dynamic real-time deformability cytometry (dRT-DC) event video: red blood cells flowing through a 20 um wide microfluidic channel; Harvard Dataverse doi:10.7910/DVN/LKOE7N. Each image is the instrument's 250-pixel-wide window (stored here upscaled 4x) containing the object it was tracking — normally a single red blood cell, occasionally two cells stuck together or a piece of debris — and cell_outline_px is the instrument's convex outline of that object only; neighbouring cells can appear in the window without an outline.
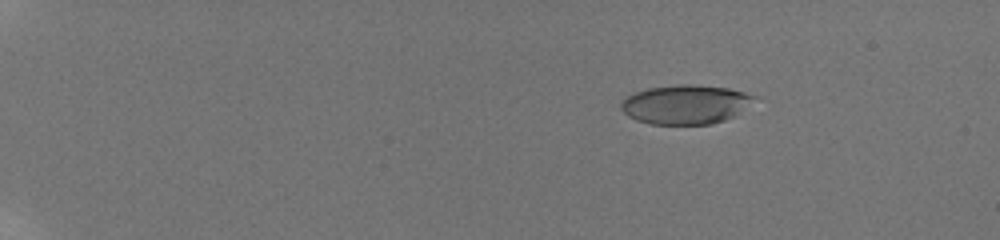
{"species": "human", "species_latin": "Homo sapiens", "temperature_condition": "room temperature", "stored_images_in_passage": 74, "camera_frame_rate_fps": 3000, "um_per_image_px": 0.085, "donor": {"sex": "male"}, "frame": {"image": 1, "passage_image": 11, "time_ms": 3.333, "image_size_px": [1000, 240], "cell_outline_px": [[760, 96], [732, 116], [724, 120], [708, 124], [648, 124], [636, 120], [628, 116], [620, 108], [620, 104], [628, 96], [636, 92], [648, 88], [676, 84], [696, 84], [728, 88]], "centroid_in_image_um": [58.25, 8.86], "position_along_channel_um": 26.7, "area_um2": 30.29}}
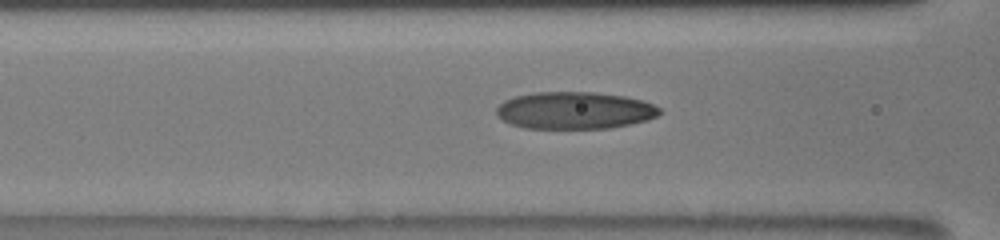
{"frame": {"image": 2, "passage_image": 33, "time_ms": 9.333, "image_size_px": [1000, 240], "cell_outline_px": [[664, 112], [648, 120], [612, 128], [524, 128], [512, 124], [496, 116], [496, 108], [504, 100], [516, 96], [532, 92], [592, 92], [624, 96], [640, 100], [652, 104], [660, 108]], "centroid_in_image_um": [48.84, 9.39], "position_along_channel_um": 117.8, "area_um2": 35.37}}
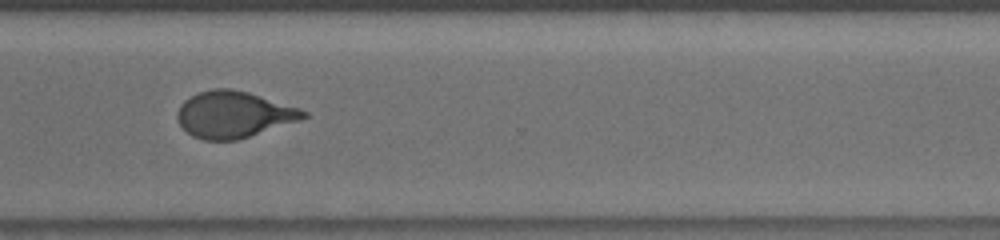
{"frame": {"image": 3, "passage_image": 60, "time_ms": 15.333, "image_size_px": [1000, 240], "cell_outline_px": [[308, 116], [300, 120], [236, 140], [204, 140], [192, 136], [180, 124], [176, 116], [176, 112], [180, 104], [184, 100], [200, 92], [212, 88], [232, 88], [248, 92], [300, 108], [308, 112]], "centroid_in_image_um": [19.85, 9.72], "position_along_channel_um": 350.8, "area_um2": 33.99}, "authors_computed_cell_mechanics": {"area_um2": 33.9864, "velocity_mm_per_s": 3.8847, "shape_relaxation_time_tau1_ms": 5.7552, "shape_relaxation_time_tau2_ms": 0.9967, "deformation_change_tau1": 0.2168, "deformation_change_tau2": 0.0834}}